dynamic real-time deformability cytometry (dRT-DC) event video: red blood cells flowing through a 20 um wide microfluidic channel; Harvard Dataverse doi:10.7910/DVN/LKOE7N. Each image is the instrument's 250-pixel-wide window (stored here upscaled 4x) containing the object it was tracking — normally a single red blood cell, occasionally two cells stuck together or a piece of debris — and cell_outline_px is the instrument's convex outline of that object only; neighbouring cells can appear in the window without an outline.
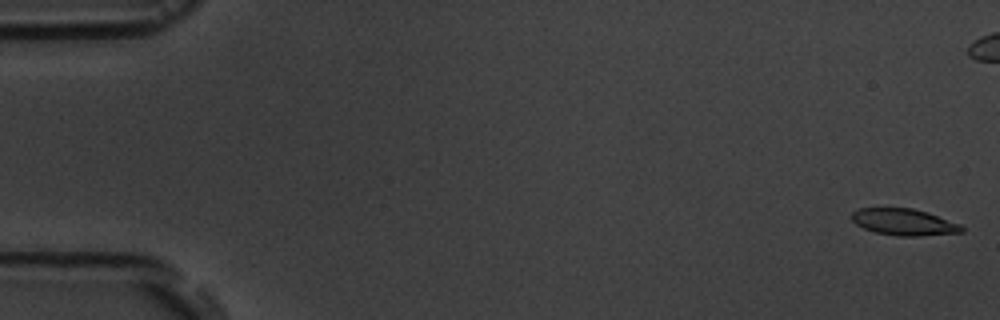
{"species": "common noctule bat (a hibernating species)", "species_latin": "Nyctalus noctula", "temperature_condition": "room temperature", "stored_images_in_passage": 3, "camera_frame_rate_fps": 3000, "um_per_image_px": 0.085, "animal": {"sex": "male", "body_mass_g": 19.5, "forearm_length_mm": 54.6}, "frame": {"image": 1, "passage_image": 1, "time_ms": 0.0, "image_size_px": [1000, 320], "cell_outline_px": [[964, 232], [920, 236], [896, 236], [876, 232], [864, 228], [856, 224], [852, 220], [852, 212], [860, 208], [912, 208], [928, 212], [960, 224], [964, 228]], "centroid_in_image_um": [76.86, 18.88], "position_along_channel_um": 8.1, "area_um2": 17.05}}